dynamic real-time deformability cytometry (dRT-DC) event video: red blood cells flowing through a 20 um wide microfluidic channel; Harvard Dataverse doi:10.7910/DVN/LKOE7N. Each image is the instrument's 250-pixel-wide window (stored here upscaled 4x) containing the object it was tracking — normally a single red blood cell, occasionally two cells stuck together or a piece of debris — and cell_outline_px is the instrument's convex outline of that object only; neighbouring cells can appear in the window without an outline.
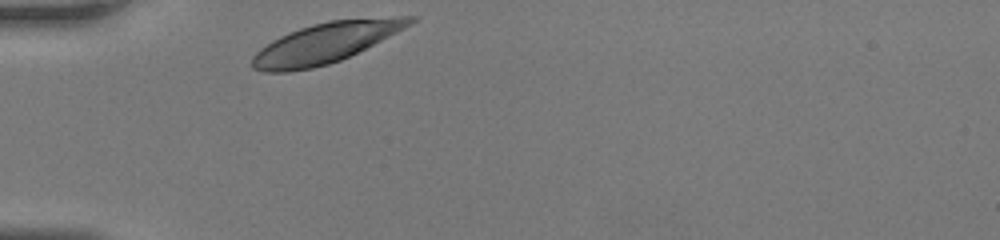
{"species": "human", "species_latin": "Homo sapiens", "temperature_condition": "room temperature", "stored_images_in_passage": 37, "camera_frame_rate_fps": 3000, "um_per_image_px": 0.085, "donor": {"sex": "female"}, "frame": {"image": 1, "passage_image": 1, "time_ms": 0.0, "image_size_px": [1000, 240], "cell_outline_px": [[420, 16], [412, 24], [340, 60], [328, 64], [312, 68], [288, 72], [264, 72], [252, 68], [248, 64], [252, 56], [260, 48], [280, 36], [300, 28], [312, 24], [328, 20], [400, 16]], "centroid_in_image_um": [27.62, 3.64], "position_along_channel_um": 57.4, "area_um2": 36.7}}
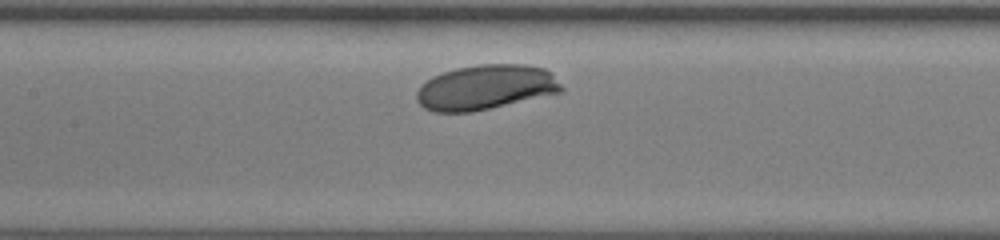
{"frame": {"image": 2, "passage_image": 11, "time_ms": 3.333, "image_size_px": [1000, 240], "cell_outline_px": [[564, 92], [472, 112], [432, 112], [424, 108], [416, 100], [416, 92], [420, 84], [432, 76], [456, 68], [480, 64], [524, 64], [544, 68], [552, 72], [564, 88]], "centroid_in_image_um": [41.29, 7.42], "position_along_channel_um": 166.1, "area_um2": 38.26}}
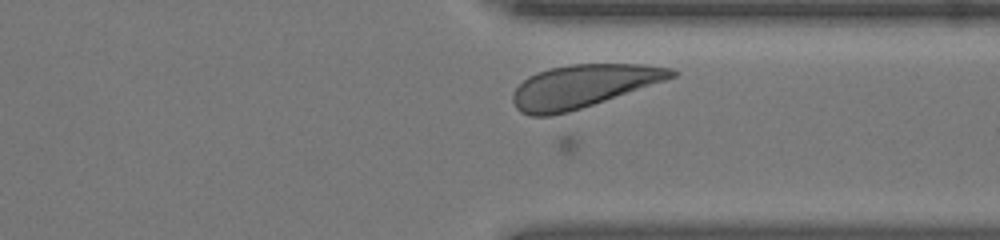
{"frame": {"image": 3, "passage_image": 27, "time_ms": 8.667, "image_size_px": [1000, 240], "cell_outline_px": [[676, 76], [568, 112], [548, 116], [532, 116], [520, 112], [516, 108], [512, 100], [512, 96], [516, 88], [528, 76], [536, 72], [548, 68], [572, 64], [640, 64], [672, 68], [676, 72]], "centroid_in_image_um": [49.49, 7.31], "position_along_channel_um": 361.9, "area_um2": 39.02}}